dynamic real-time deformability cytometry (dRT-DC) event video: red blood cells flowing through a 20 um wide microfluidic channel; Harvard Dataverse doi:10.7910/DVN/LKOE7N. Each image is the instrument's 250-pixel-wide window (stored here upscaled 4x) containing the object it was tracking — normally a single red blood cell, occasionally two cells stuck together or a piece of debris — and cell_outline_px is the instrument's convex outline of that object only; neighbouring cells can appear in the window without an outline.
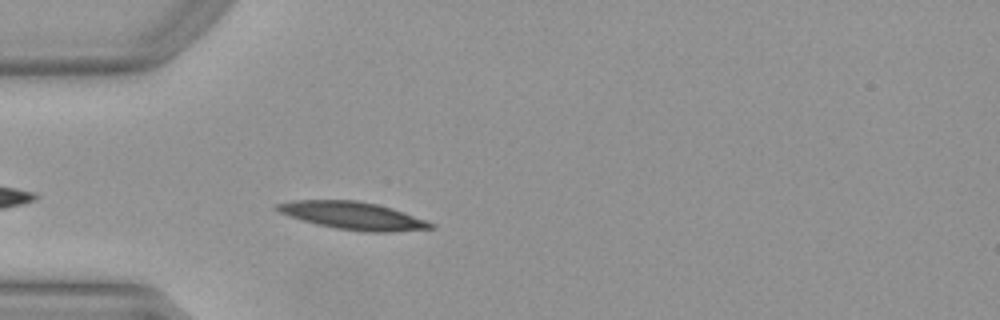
{"species": "Egyptian fruit bat (a non-hibernating species)", "species_latin": "Rousettus aegyptiacus", "temperature_condition": "warm", "stored_images_in_passage": 26, "camera_frame_rate_fps": 3000, "um_per_image_px": 0.085, "animal": {"sex": "female"}, "frame": {"image": 1, "passage_image": 4, "time_ms": 1.0, "image_size_px": [1000, 320], "cell_outline_px": [[436, 228], [392, 232], [364, 232], [336, 228], [316, 224], [288, 216], [272, 208], [276, 204], [292, 200], [356, 200], [376, 204], [392, 208], [436, 224]], "centroid_in_image_um": [29.98, 18.33], "position_along_channel_um": 55.0, "area_um2": 24.8}}
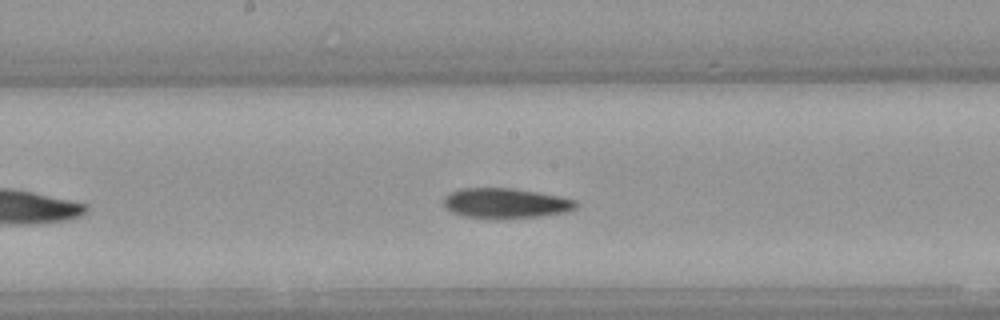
{"frame": {"image": 2, "passage_image": 16, "time_ms": 5.0, "image_size_px": [1000, 320], "cell_outline_px": [[580, 204], [576, 208], [564, 212], [540, 216], [464, 216], [452, 212], [444, 208], [444, 196], [460, 188], [512, 188], [556, 196], [576, 200]], "centroid_in_image_um": [42.96, 17.23], "position_along_channel_um": 205.2, "area_um2": 22.25}}
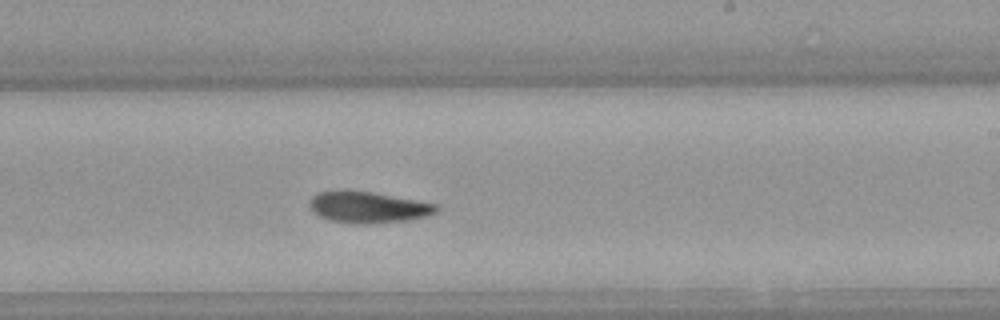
{"frame": {"image": 3, "passage_image": 20, "time_ms": 6.333, "image_size_px": [1000, 320], "cell_outline_px": [[440, 208], [436, 212], [428, 216], [408, 220], [372, 224], [352, 224], [328, 220], [320, 216], [308, 204], [312, 196], [320, 192], [372, 192], [416, 200], [436, 204]], "centroid_in_image_um": [31.34, 17.65], "position_along_channel_um": 257.7, "area_um2": 22.77}}